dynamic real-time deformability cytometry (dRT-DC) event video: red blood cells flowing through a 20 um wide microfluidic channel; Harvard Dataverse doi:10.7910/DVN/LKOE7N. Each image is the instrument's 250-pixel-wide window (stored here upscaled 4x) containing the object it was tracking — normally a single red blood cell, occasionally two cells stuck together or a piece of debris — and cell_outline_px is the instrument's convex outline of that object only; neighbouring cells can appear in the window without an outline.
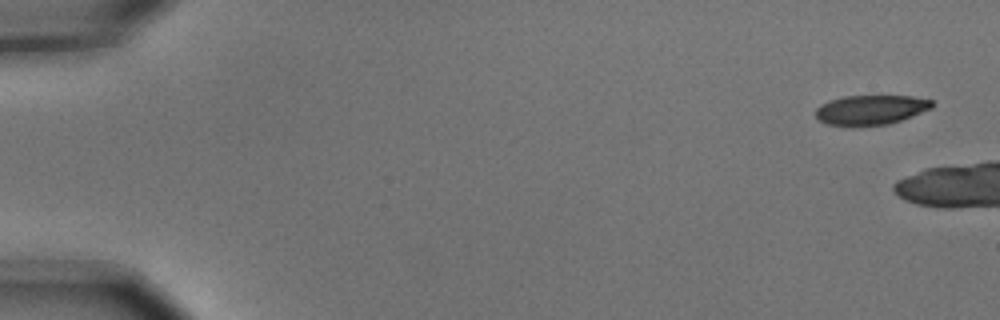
{"species": "common noctule bat (a hibernating species)", "species_latin": "Nyctalus noctula", "temperature_condition": "cold", "stored_images_in_passage": 3, "camera_frame_rate_fps": 3000, "um_per_image_px": 0.085, "animal": {"sex": "male", "body_mass_g": 15.6}, "frame": {"image": 1, "passage_image": 1, "time_ms": 0.0, "image_size_px": [1000, 320], "cell_outline_px": [[932, 108], [912, 116], [888, 124], [852, 128], [828, 124], [820, 120], [816, 116], [816, 108], [820, 104], [828, 100], [844, 96], [912, 96], [932, 100]], "centroid_in_image_um": [73.97, 9.36], "position_along_channel_um": 11.0, "area_um2": 20.46}}